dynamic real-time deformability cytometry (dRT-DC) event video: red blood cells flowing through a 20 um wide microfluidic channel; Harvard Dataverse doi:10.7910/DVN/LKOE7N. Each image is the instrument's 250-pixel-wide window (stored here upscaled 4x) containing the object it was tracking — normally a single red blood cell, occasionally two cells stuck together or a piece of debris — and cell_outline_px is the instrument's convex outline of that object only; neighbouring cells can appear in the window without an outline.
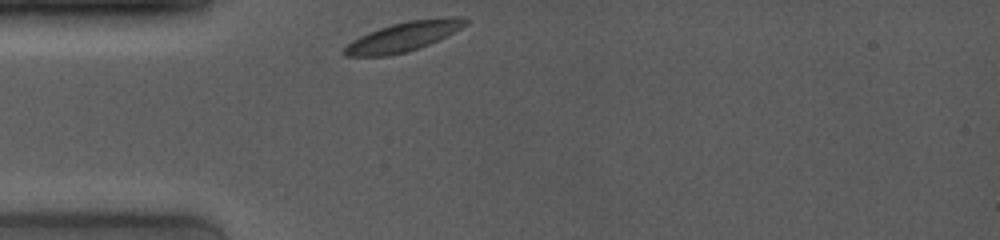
{"species": "common noctule bat (a hibernating species)", "species_latin": "Nyctalus noctula", "temperature_condition": "room temperature", "stored_images_in_passage": 40, "camera_frame_rate_fps": 4000, "um_per_image_px": 0.085, "animal": {"sex": "female", "body_mass_g": 19.0, "forearm_length_mm": 53.3}, "frame": {"image": 1, "passage_image": 1, "time_ms": 0.0, "image_size_px": [1000, 240], "cell_outline_px": [[468, 24], [420, 48], [408, 52], [388, 56], [344, 56], [344, 48], [352, 40], [368, 32], [392, 24], [408, 20], [452, 16], [468, 20]], "centroid_in_image_um": [34.26, 3.12], "position_along_channel_um": 50.7, "area_um2": 20.52}}
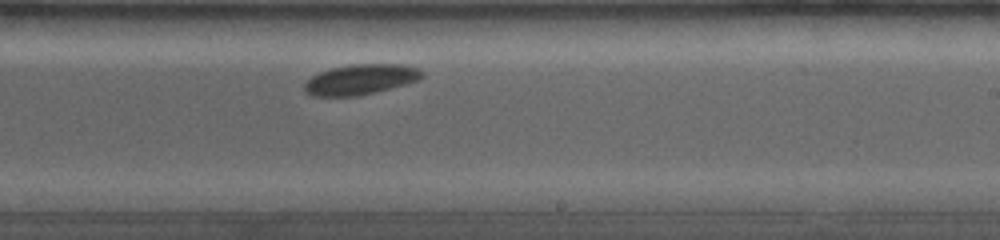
{"frame": {"image": 2, "passage_image": 24, "time_ms": 5.75, "image_size_px": [1000, 240], "cell_outline_px": [[424, 76], [420, 80], [356, 96], [312, 96], [304, 92], [304, 84], [312, 76], [320, 72], [332, 68], [352, 64], [400, 64], [420, 68], [424, 72]], "centroid_in_image_um": [30.66, 6.74], "position_along_channel_um": 258.3, "area_um2": 20.63}}
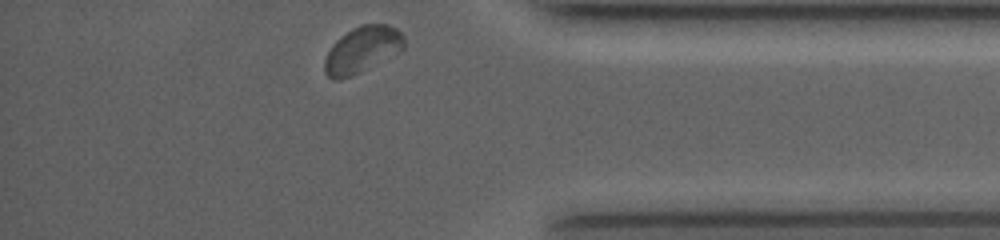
{"frame": {"image": 3, "passage_image": 40, "time_ms": 9.75, "image_size_px": [1000, 240], "cell_outline_px": [[404, 48], [400, 52], [352, 76], [336, 80], [328, 76], [324, 72], [324, 60], [332, 44], [340, 36], [352, 28], [360, 24], [388, 24], [396, 28], [404, 36]], "centroid_in_image_um": [30.78, 4.21], "position_along_channel_um": 404.4, "area_um2": 21.5}, "authors_computed_cell_mechanics": {"area_um2": 20.6346, "velocity_mm_per_s": 3.8037, "shape_relaxation_time_tau1_ms": 2.0285, "shape_relaxation_time_tau2_ms": null, "deformation_change_tau1": 0.0446, "deformation_change_tau2": null}}